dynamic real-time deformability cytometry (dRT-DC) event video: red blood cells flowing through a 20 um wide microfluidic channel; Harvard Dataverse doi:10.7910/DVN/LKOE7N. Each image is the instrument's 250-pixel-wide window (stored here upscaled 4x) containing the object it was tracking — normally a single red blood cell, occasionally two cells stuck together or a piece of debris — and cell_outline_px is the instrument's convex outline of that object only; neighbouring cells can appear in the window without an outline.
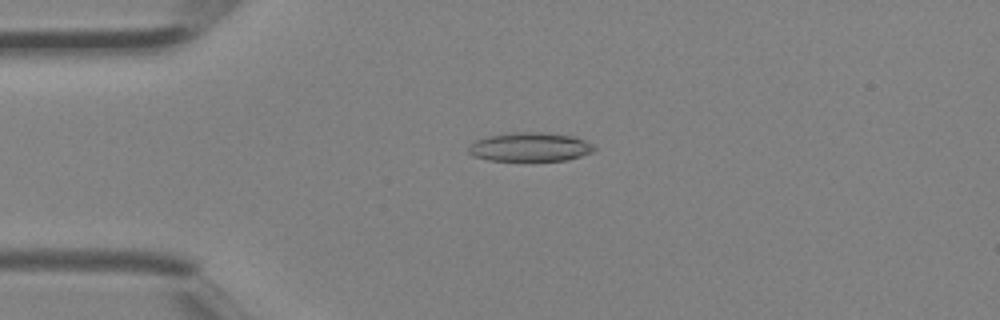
{"species": "Egyptian fruit bat (a non-hibernating species)", "species_latin": "Rousettus aegyptiacus", "temperature_condition": "room temperature", "stored_images_in_passage": 5, "camera_frame_rate_fps": 3000, "um_per_image_px": 0.085, "animal": {"sex": "female"}, "frame": {"image": 1, "passage_image": 5, "time_ms": 1.333, "image_size_px": [1000, 320], "cell_outline_px": [[596, 148], [592, 152], [568, 160], [488, 160], [472, 156], [468, 152], [468, 144], [476, 140], [488, 136], [512, 132], [544, 132], [572, 136], [584, 140], [592, 144]], "centroid_in_image_um": [45.01, 12.49], "position_along_channel_um": 40.0, "area_um2": 21.15}}